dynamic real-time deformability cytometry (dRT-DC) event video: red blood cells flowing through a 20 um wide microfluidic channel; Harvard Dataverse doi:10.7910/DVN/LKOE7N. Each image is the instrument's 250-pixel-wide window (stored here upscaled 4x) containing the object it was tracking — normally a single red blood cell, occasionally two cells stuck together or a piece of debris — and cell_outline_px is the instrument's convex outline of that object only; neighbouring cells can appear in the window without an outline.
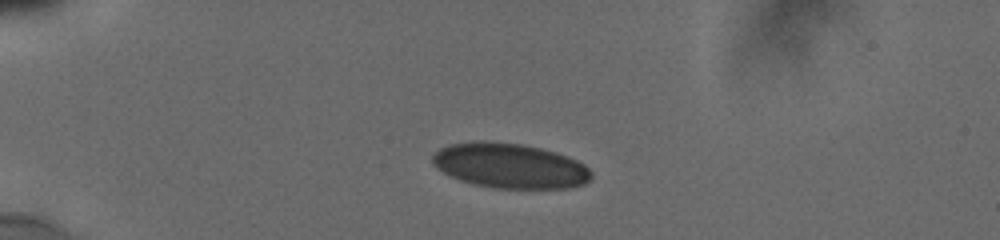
{"species": "human", "species_latin": "Homo sapiens", "temperature_condition": "cold", "stored_images_in_passage": 53, "camera_frame_rate_fps": 3000, "um_per_image_px": 0.085, "donor": {"sex": "male"}, "frame": {"image": 1, "passage_image": 1, "time_ms": 0.0, "image_size_px": [1000, 240], "cell_outline_px": [[592, 176], [584, 184], [568, 188], [492, 188], [472, 184], [460, 180], [436, 168], [432, 164], [432, 156], [440, 148], [448, 144], [480, 140], [484, 140], [520, 144], [540, 148], [556, 152], [568, 156], [584, 164], [592, 172]], "centroid_in_image_um": [43.32, 14.08], "position_along_channel_um": 41.7, "area_um2": 41.73}}
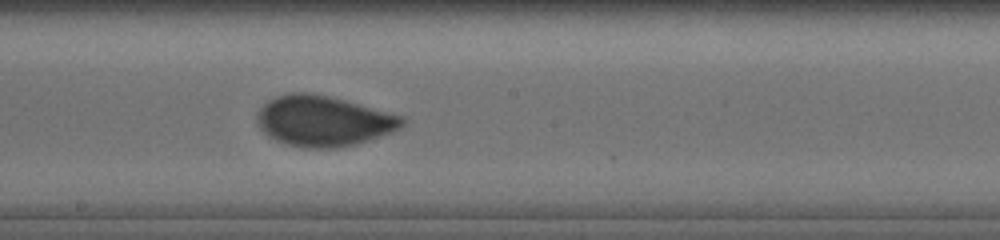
{"frame": {"image": 2, "passage_image": 25, "time_ms": 6.0, "image_size_px": [1000, 240], "cell_outline_px": [[404, 124], [400, 128], [392, 132], [356, 144], [340, 148], [304, 148], [284, 144], [268, 136], [260, 128], [256, 120], [256, 112], [268, 100], [276, 96], [292, 92], [308, 92], [344, 100], [400, 116], [404, 120]], "centroid_in_image_um": [27.42, 10.3], "position_along_channel_um": 220.8, "area_um2": 42.48}}
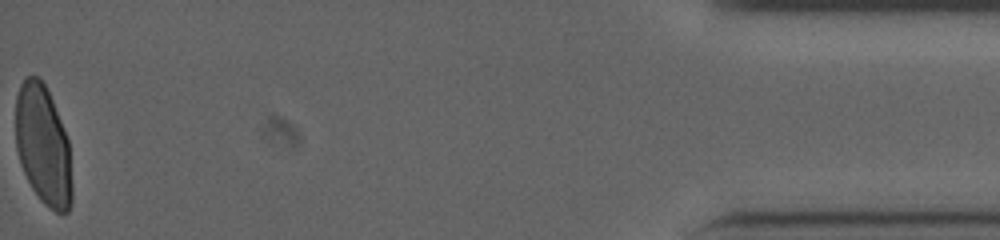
{"frame": {"image": 3, "passage_image": 53, "time_ms": 13.667, "image_size_px": [1000, 240], "cell_outline_px": [[72, 204], [68, 212], [56, 212], [44, 204], [40, 200], [32, 188], [20, 164], [16, 148], [16, 96], [20, 84], [24, 76], [40, 76], [52, 100], [68, 140], [72, 184]], "centroid_in_image_um": [3.66, 12.35], "position_along_channel_um": 431.5, "area_um2": 39.36}, "authors_computed_cell_mechanics": {"area_um2": 41.8472, "velocity_mm_per_s": 3.8171, "shape_relaxation_time_tau1_ms": 5.4393, "shape_relaxation_time_tau2_ms": null, "deformation_change_tau1": 0.14, "deformation_change_tau2": null}}